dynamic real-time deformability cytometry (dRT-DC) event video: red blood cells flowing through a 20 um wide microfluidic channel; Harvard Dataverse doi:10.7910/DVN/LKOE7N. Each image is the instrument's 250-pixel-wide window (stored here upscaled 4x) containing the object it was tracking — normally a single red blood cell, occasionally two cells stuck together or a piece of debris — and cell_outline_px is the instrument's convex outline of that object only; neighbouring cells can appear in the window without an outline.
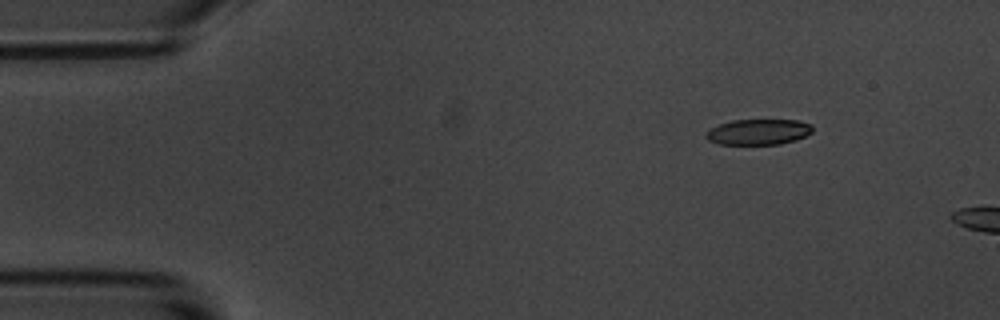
{"species": "common noctule bat (a hibernating species)", "species_latin": "Nyctalus noctula", "temperature_condition": "room temperature", "stored_images_in_passage": 3, "camera_frame_rate_fps": 3000, "um_per_image_px": 0.085, "animal": {"sex": "male", "body_mass_g": 20.1, "forearm_length_mm": 53.5}, "frame": {"image": 1, "passage_image": 1, "time_ms": 0.0, "image_size_px": [1000, 320], "cell_outline_px": [[812, 132], [796, 140], [780, 144], [720, 144], [708, 140], [704, 136], [712, 128], [720, 124], [732, 120], [800, 120], [812, 124]], "centroid_in_image_um": [64.5, 11.21], "position_along_channel_um": 20.5, "area_um2": 15.84}}